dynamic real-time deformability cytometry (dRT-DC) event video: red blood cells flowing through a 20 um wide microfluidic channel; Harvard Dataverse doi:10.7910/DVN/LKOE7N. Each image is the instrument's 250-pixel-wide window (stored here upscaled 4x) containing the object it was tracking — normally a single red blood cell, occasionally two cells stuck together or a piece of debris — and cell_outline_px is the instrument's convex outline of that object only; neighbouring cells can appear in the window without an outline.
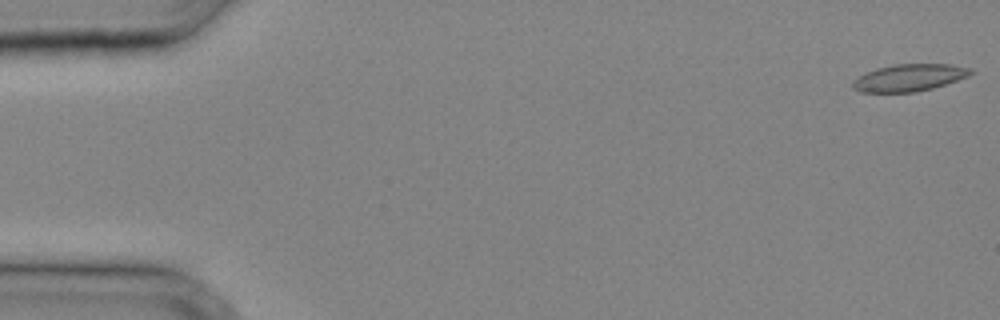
{"species": "common noctule bat (a hibernating species)", "species_latin": "Nyctalus noctula", "temperature_condition": "cold", "stored_images_in_passage": 32, "camera_frame_rate_fps": 3000, "um_per_image_px": 0.085, "animal": {"sex": "male", "body_mass_g": 20.4}, "frame": {"image": 1, "passage_image": 1, "time_ms": 0.0, "image_size_px": [1000, 320], "cell_outline_px": [[976, 72], [968, 76], [932, 88], [916, 92], [860, 92], [852, 88], [852, 84], [860, 76], [876, 68], [896, 64], [948, 64], [972, 68]], "centroid_in_image_um": [77.32, 6.6], "position_along_channel_um": 7.7, "area_um2": 18.44}}
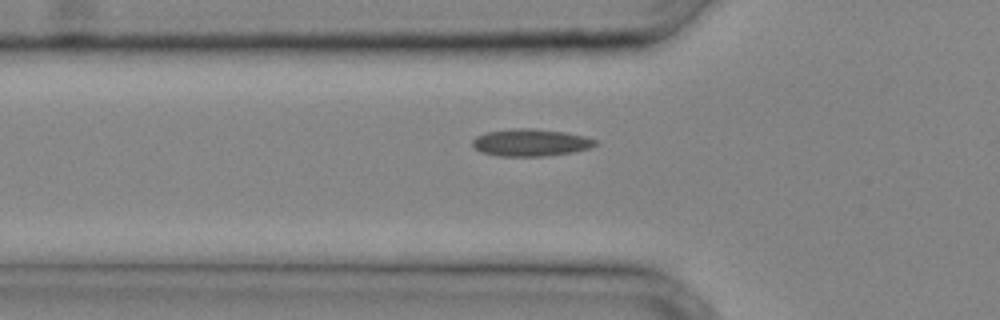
{"frame": {"image": 2, "passage_image": 12, "time_ms": 3.667, "image_size_px": [1000, 320], "cell_outline_px": [[600, 140], [596, 144], [588, 148], [572, 152], [548, 156], [500, 156], [480, 152], [472, 144], [472, 140], [476, 136], [488, 132], [520, 128], [532, 128], [564, 132], [584, 136]], "centroid_in_image_um": [45.12, 12.12], "position_along_channel_um": 80.7, "area_um2": 19.36}}
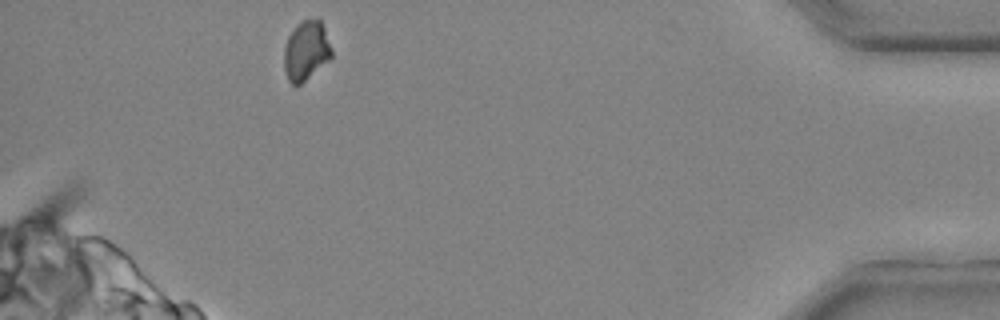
{"frame": {"image": 3, "passage_image": 32, "time_ms": 10.333, "image_size_px": [1000, 320], "cell_outline_px": [[332, 60], [300, 84], [292, 84], [288, 80], [284, 68], [284, 48], [288, 36], [296, 24], [300, 20], [316, 16], [320, 20], [324, 28], [332, 52]], "centroid_in_image_um": [26.03, 4.28], "position_along_channel_um": 409.2, "area_um2": 16.82}}